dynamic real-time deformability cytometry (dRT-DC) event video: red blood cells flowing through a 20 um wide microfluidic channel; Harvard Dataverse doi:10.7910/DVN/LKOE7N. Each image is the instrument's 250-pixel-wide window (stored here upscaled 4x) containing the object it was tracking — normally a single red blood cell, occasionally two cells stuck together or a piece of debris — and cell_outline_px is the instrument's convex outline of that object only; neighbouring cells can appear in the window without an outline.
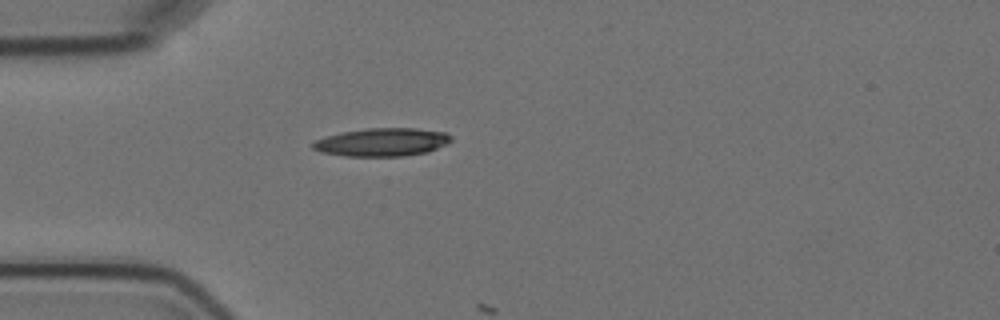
{"species": "Egyptian fruit bat (a non-hibernating species)", "species_latin": "Rousettus aegyptiacus", "temperature_condition": "cold", "stored_images_in_passage": 2, "camera_frame_rate_fps": 3000, "um_per_image_px": 0.085, "animal": {"sex": "female"}, "frame": {"image": 1, "passage_image": 1, "time_ms": 0.0, "image_size_px": [1000, 320], "cell_outline_px": [[452, 140], [448, 144], [428, 152], [404, 156], [344, 156], [320, 152], [312, 148], [312, 144], [316, 140], [328, 136], [344, 132], [368, 128], [416, 128], [444, 132], [452, 136]], "centroid_in_image_um": [32.52, 12.09], "position_along_channel_um": 52.5, "area_um2": 22.66}}